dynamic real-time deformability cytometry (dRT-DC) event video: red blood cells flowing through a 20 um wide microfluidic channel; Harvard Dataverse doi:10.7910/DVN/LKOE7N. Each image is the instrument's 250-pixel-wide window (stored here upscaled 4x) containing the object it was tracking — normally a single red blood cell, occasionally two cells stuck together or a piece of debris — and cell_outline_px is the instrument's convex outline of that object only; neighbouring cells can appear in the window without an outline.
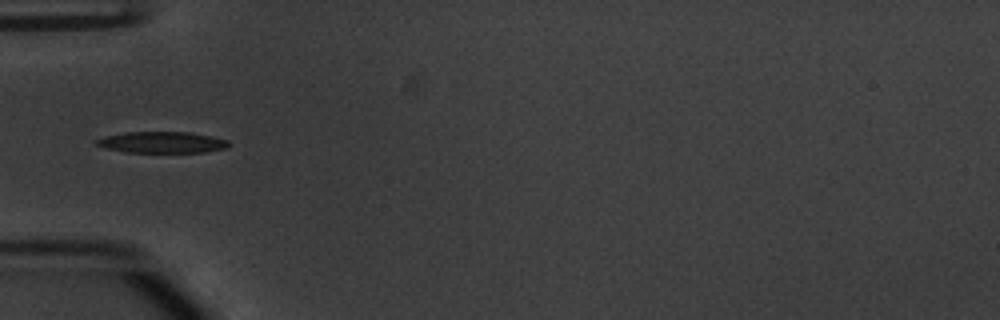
{"species": "common noctule bat (a hibernating species)", "species_latin": "Nyctalus noctula", "temperature_condition": "warm", "stored_images_in_passage": 16, "camera_frame_rate_fps": 3000, "um_per_image_px": 0.085, "animal": {"sex": "male", "body_mass_g": 20.1, "forearm_length_mm": 53.5}, "frame": {"image": 1, "passage_image": 1, "time_ms": 0.0, "image_size_px": [1000, 320], "cell_outline_px": [[232, 144], [228, 148], [204, 152], [124, 152], [92, 144], [92, 140], [104, 136], [124, 132], [188, 132], [212, 136], [228, 140]], "centroid_in_image_um": [13.75, 12.09], "position_along_channel_um": 71.2, "area_um2": 16.65}}
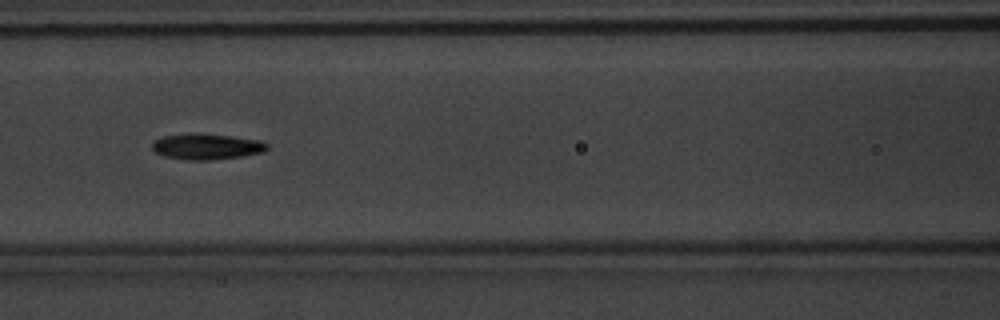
{"frame": {"image": 2, "passage_image": 7, "time_ms": 2.0, "image_size_px": [1000, 320], "cell_outline_px": [[268, 148], [264, 152], [244, 156], [212, 160], [188, 160], [164, 156], [156, 152], [152, 148], [152, 144], [156, 140], [164, 136], [192, 132], [232, 136], [260, 140], [268, 144]], "centroid_in_image_um": [17.59, 12.45], "position_along_channel_um": 149.0, "area_um2": 17.46}}